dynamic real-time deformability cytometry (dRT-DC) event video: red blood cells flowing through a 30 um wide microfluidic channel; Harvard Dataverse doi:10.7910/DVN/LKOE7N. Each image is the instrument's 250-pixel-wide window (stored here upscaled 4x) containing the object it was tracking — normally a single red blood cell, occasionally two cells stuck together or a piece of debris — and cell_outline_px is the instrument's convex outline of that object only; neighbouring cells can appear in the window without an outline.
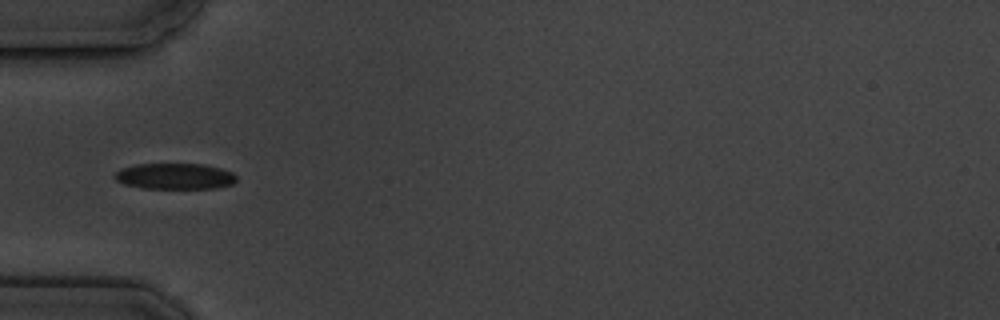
{"species": "common noctule bat (a hibernating species)", "species_latin": "Nyctalus noctula", "temperature_condition": "cold", "stored_images_in_passage": 4, "camera_frame_rate_fps": 3000, "um_per_image_px": 0.085, "animal": {"sex": "male", "body_mass_g": 19.5, "forearm_length_mm": 54.6}, "frame": {"image": 1, "passage_image": 3, "time_ms": 2.0, "image_size_px": [1000, 320], "cell_outline_px": [[236, 180], [232, 184], [216, 188], [140, 188], [124, 184], [116, 180], [112, 176], [120, 168], [136, 164], [204, 164], [220, 168], [232, 172], [236, 176]], "centroid_in_image_um": [14.83, 14.98], "position_along_channel_um": 70.2, "area_um2": 18.5}}